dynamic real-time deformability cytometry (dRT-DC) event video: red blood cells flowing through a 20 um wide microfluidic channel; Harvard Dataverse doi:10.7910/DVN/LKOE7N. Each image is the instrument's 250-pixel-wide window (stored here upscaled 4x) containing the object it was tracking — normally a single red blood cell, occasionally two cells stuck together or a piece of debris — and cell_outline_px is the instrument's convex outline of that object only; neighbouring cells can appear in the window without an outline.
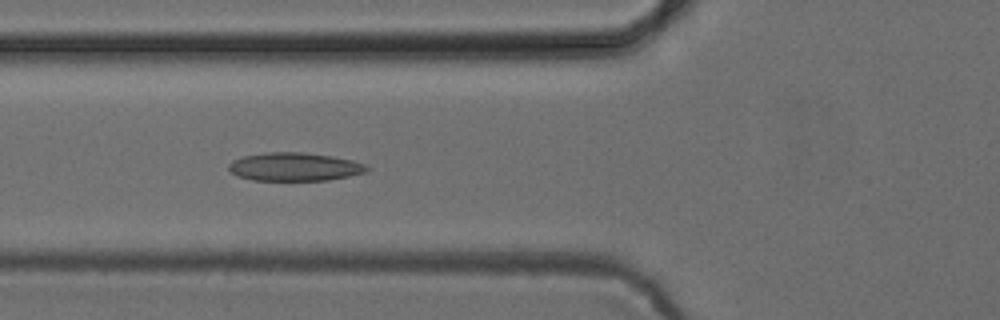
{"species": "common noctule bat (a hibernating species)", "species_latin": "Nyctalus noctula", "temperature_condition": "cold", "stored_images_in_passage": 51, "camera_frame_rate_fps": 3000, "um_per_image_px": 0.085, "animal": {"sex": "female", "body_mass_g": 24.6, "forearm_length_mm": 56.2}, "frame": {"image": 1, "passage_image": 19, "time_ms": 6.0, "image_size_px": [1000, 320], "cell_outline_px": [[372, 168], [364, 172], [348, 176], [328, 180], [252, 180], [236, 176], [228, 168], [228, 164], [232, 160], [244, 156], [264, 152], [300, 152], [332, 156], [352, 160], [368, 164]], "centroid_in_image_um": [25.04, 14.17], "position_along_channel_um": 100.8, "area_um2": 22.89}}
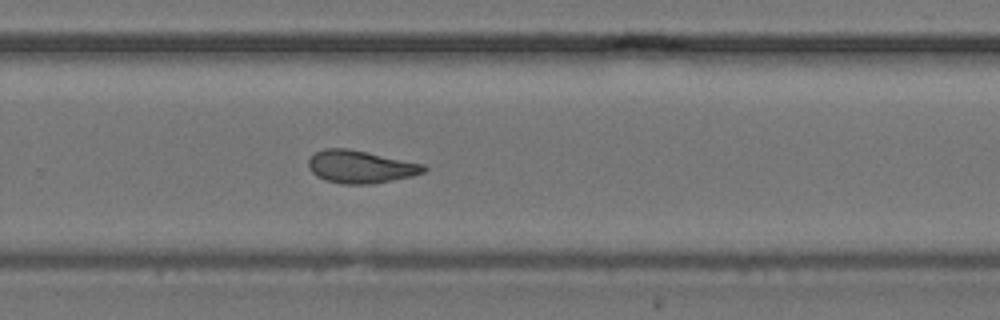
{"frame": {"image": 2, "passage_image": 34, "time_ms": 11.0, "image_size_px": [1000, 320], "cell_outline_px": [[428, 168], [424, 172], [412, 176], [372, 184], [340, 184], [324, 180], [316, 176], [308, 168], [308, 160], [316, 152], [324, 148], [348, 148], [424, 164]], "centroid_in_image_um": [30.62, 14.18], "position_along_channel_um": 299.2, "area_um2": 22.02}}
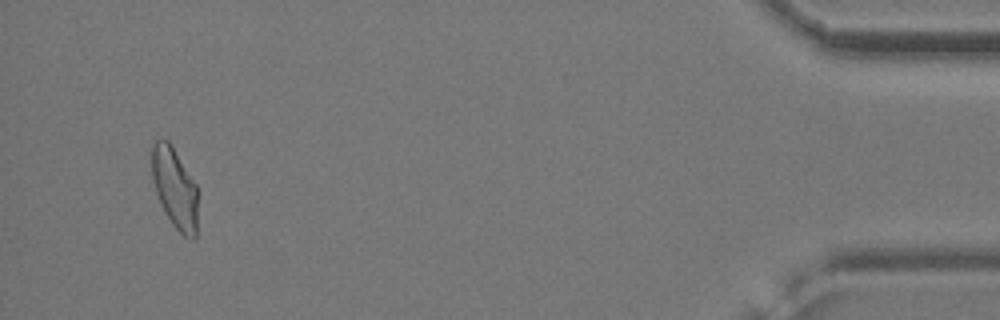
{"frame": {"image": 3, "passage_image": 49, "time_ms": 16.0, "image_size_px": [1000, 320], "cell_outline_px": [[196, 236], [192, 240], [184, 236], [172, 224], [160, 204], [152, 180], [152, 144], [156, 140], [168, 140], [196, 184]], "centroid_in_image_um": [14.83, 15.99], "position_along_channel_um": 420.4, "area_um2": 21.21}}